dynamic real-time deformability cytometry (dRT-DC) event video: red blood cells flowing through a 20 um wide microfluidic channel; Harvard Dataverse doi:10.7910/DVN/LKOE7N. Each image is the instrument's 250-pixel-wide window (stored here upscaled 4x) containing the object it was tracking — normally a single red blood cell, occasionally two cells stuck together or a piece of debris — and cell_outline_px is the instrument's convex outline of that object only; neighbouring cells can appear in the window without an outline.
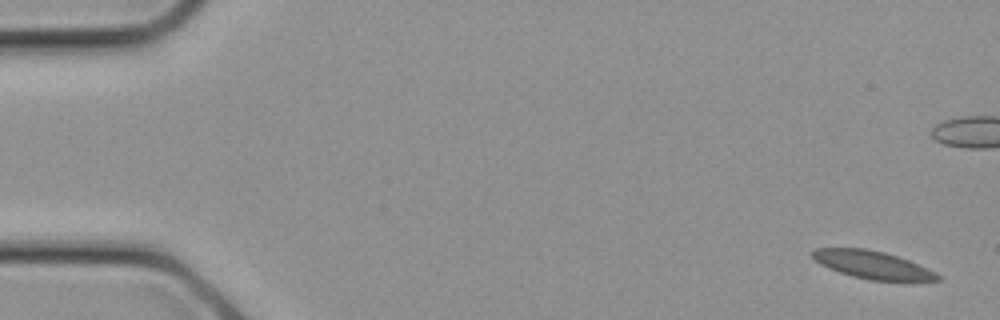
{"species": "common noctule bat (a hibernating species)", "species_latin": "Nyctalus noctula", "temperature_condition": "cold", "stored_images_in_passage": 11, "camera_frame_rate_fps": 3000, "um_per_image_px": 0.085, "animal": {"sex": "female", "body_mass_g": 21.9}, "frame": {"image": 1, "passage_image": 1, "time_ms": 0.0, "image_size_px": [1000, 320], "cell_outline_px": [[940, 280], [912, 284], [868, 280], [852, 276], [840, 272], [820, 264], [812, 256], [812, 252], [816, 248], [864, 248], [884, 252], [908, 260], [928, 268], [936, 272], [940, 276]], "centroid_in_image_um": [74.29, 22.57], "position_along_channel_um": 10.7, "area_um2": 20.92}}
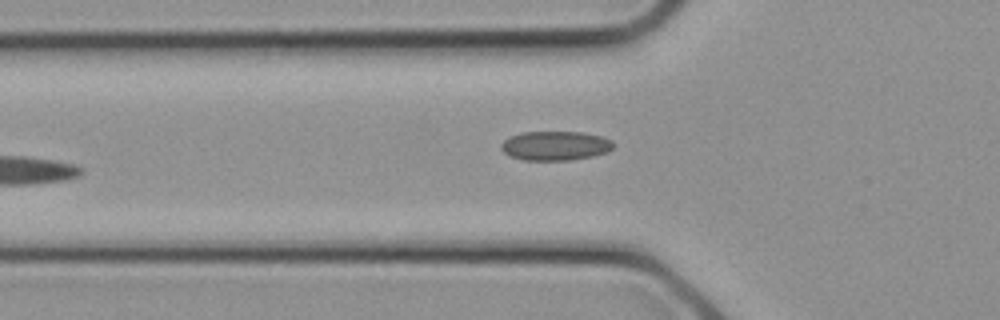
{"frame": {"image": 2, "passage_image": 11, "time_ms": 3.333, "image_size_px": [1000, 320], "cell_outline_px": [[612, 148], [608, 152], [592, 156], [572, 160], [524, 160], [508, 156], [500, 148], [500, 144], [508, 136], [520, 132], [584, 132], [600, 136], [612, 140]], "centroid_in_image_um": [47.15, 12.38], "position_along_channel_um": 78.6, "area_um2": 19.31}}